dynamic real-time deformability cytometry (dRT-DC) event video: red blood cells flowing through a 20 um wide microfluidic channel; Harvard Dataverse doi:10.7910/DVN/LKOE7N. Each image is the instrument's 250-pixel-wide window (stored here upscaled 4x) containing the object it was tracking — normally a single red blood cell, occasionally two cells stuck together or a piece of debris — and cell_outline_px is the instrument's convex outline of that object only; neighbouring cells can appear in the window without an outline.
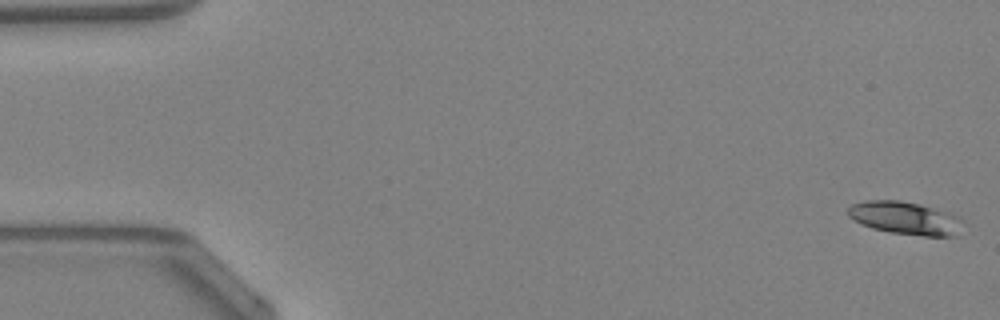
{"species": "Egyptian fruit bat (a non-hibernating species)", "species_latin": "Rousettus aegyptiacus", "temperature_condition": "warm", "stored_images_in_passage": 48, "camera_frame_rate_fps": 3000, "um_per_image_px": 0.085, "animal": {"sex": "female"}, "frame": {"image": 1, "passage_image": 1, "time_ms": 0.0, "image_size_px": [1000, 320], "cell_outline_px": [[952, 236], [924, 236], [892, 232], [872, 228], [848, 216], [848, 208], [852, 204], [868, 200], [900, 200], [920, 204], [948, 212], [952, 216]], "centroid_in_image_um": [76.72, 18.49], "position_along_channel_um": 8.3, "area_um2": 20.58}}
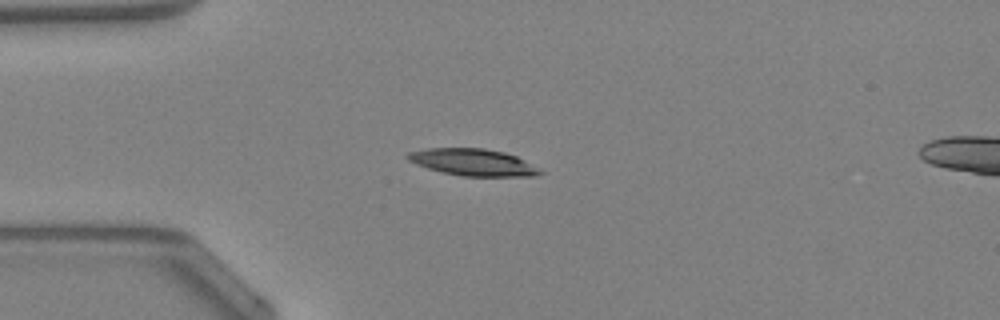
{"frame": {"image": 2, "passage_image": 13, "time_ms": 4.0, "image_size_px": [1000, 320], "cell_outline_px": [[544, 172], [536, 176], [464, 176], [444, 172], [428, 168], [416, 164], [408, 160], [404, 156], [408, 152], [428, 148], [484, 148], [504, 152], [516, 156]], "centroid_in_image_um": [40.17, 13.78], "position_along_channel_um": 44.8, "area_um2": 20.52}}
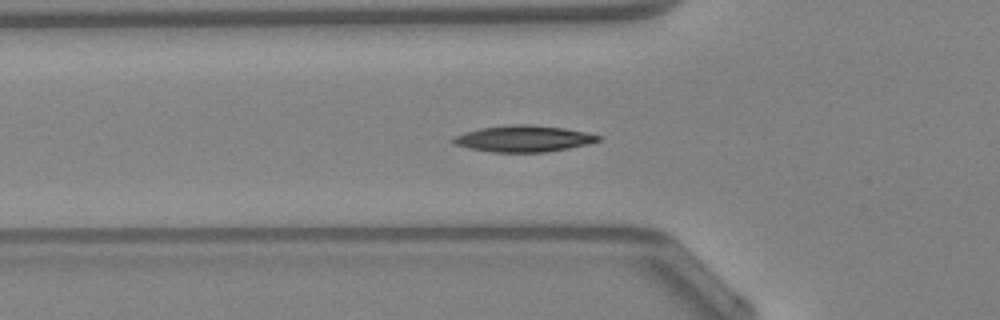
{"frame": {"image": 3, "passage_image": 17, "time_ms": 5.333, "image_size_px": [1000, 320], "cell_outline_px": [[604, 136], [600, 140], [588, 144], [548, 152], [492, 152], [472, 148], [456, 144], [448, 140], [452, 136], [464, 132], [480, 128], [516, 124], [532, 124], [564, 128]], "centroid_in_image_um": [44.5, 11.78], "position_along_channel_um": 81.3, "area_um2": 22.31}, "authors_computed_cell_mechanics": {"area_um2": 20.7502, "velocity_mm_per_s": 4.2731, "shape_relaxation_time_tau1_ms": 4.6997, "shape_relaxation_time_tau2_ms": null, "deformation_change_tau1": 0.1692, "deformation_change_tau2": null}}